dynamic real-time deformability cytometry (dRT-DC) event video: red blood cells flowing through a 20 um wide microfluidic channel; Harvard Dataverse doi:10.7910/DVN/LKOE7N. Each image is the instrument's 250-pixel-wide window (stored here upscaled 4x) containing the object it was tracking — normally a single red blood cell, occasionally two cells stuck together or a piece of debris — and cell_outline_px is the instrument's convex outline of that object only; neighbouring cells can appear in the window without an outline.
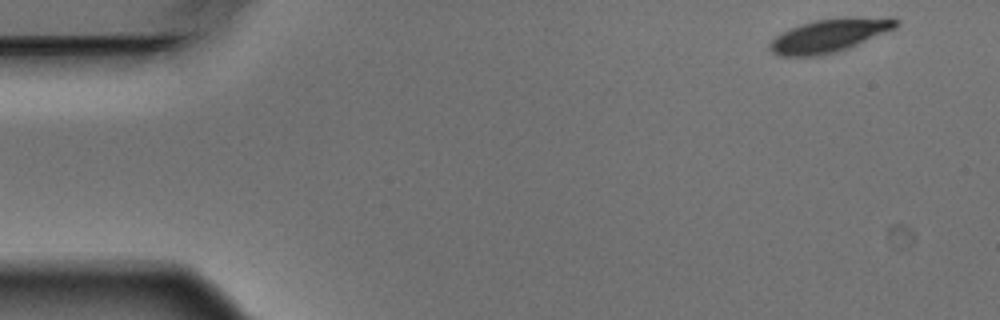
{"species": "Egyptian fruit bat (a non-hibernating species)", "species_latin": "Rousettus aegyptiacus", "temperature_condition": "warm", "stored_images_in_passage": 8, "camera_frame_rate_fps": 3000, "um_per_image_px": 0.085, "animal": {"sex": "male"}, "frame": {"image": 1, "passage_image": 1, "time_ms": 0.0, "image_size_px": [1000, 320], "cell_outline_px": [[900, 24], [896, 28], [848, 48], [836, 52], [816, 56], [780, 56], [772, 52], [768, 48], [768, 44], [776, 36], [800, 24], [816, 20], [844, 16], [892, 16], [900, 20]], "centroid_in_image_um": [70.59, 2.98], "position_along_channel_um": 14.4, "area_um2": 24.91}}
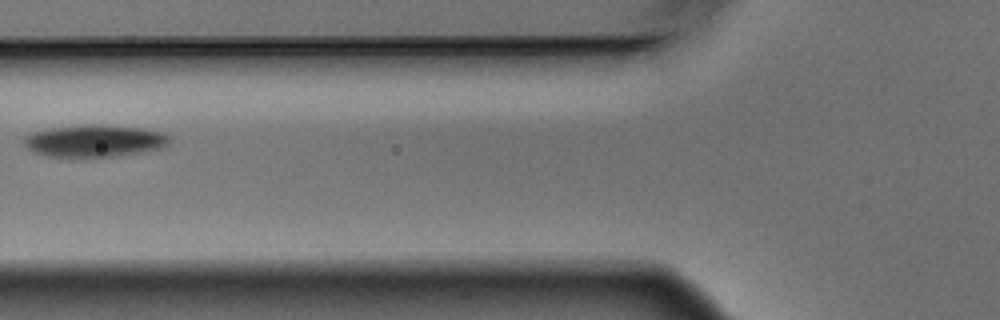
{"frame": {"image": 2, "passage_image": 6, "time_ms": 1.667, "image_size_px": [1000, 320], "cell_outline_px": [[172, 140], [168, 148], [144, 152], [88, 160], [72, 160], [48, 156], [32, 152], [24, 144], [24, 140], [32, 132], [44, 128], [80, 124], [104, 124], [144, 128], [164, 132], [172, 136]], "centroid_in_image_um": [8.09, 12.01], "position_along_channel_um": 117.7, "area_um2": 29.19}}
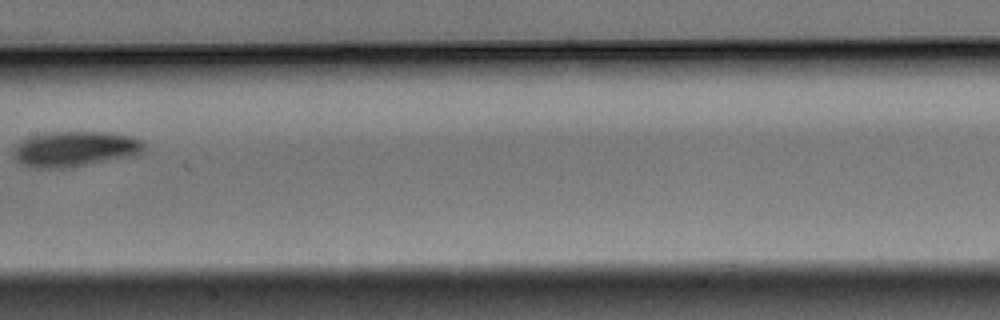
{"frame": {"image": 3, "passage_image": 8, "time_ms": 2.333, "image_size_px": [1000, 320], "cell_outline_px": [[144, 148], [140, 156], [68, 168], [36, 168], [20, 164], [16, 160], [16, 144], [20, 140], [32, 136], [52, 132], [112, 132], [128, 136], [140, 140], [144, 144]], "centroid_in_image_um": [6.44, 12.68], "position_along_channel_um": 201.0, "area_um2": 27.17}}